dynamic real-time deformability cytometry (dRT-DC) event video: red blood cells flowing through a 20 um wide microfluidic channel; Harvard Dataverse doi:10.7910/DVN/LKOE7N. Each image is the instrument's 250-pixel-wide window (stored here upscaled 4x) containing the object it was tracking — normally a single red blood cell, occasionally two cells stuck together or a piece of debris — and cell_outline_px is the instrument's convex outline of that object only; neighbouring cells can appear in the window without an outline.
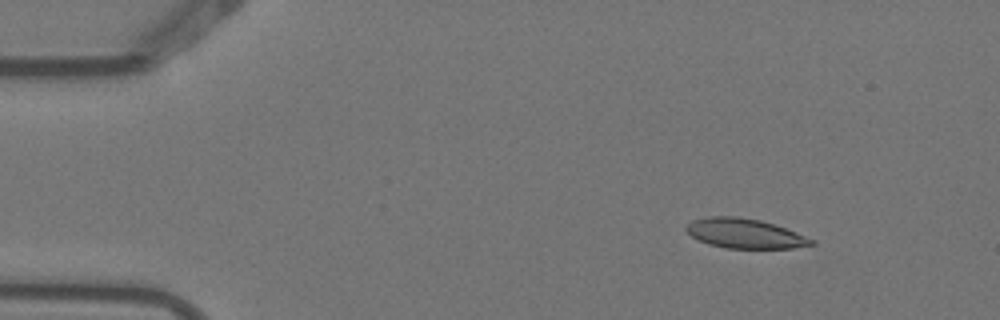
{"species": "Egyptian fruit bat (a non-hibernating species)", "species_latin": "Rousettus aegyptiacus", "temperature_condition": "warm", "stored_images_in_passage": 5, "camera_frame_rate_fps": 3000, "um_per_image_px": 0.085, "animal": {"sex": "female"}, "frame": {"image": 1, "passage_image": 2, "time_ms": 0.333, "image_size_px": [1000, 320], "cell_outline_px": [[816, 244], [792, 248], [724, 248], [708, 244], [692, 236], [684, 228], [692, 220], [708, 216], [736, 216], [760, 220], [796, 232], [816, 240]], "centroid_in_image_um": [63.31, 19.84], "position_along_channel_um": 21.7, "area_um2": 21.56}}
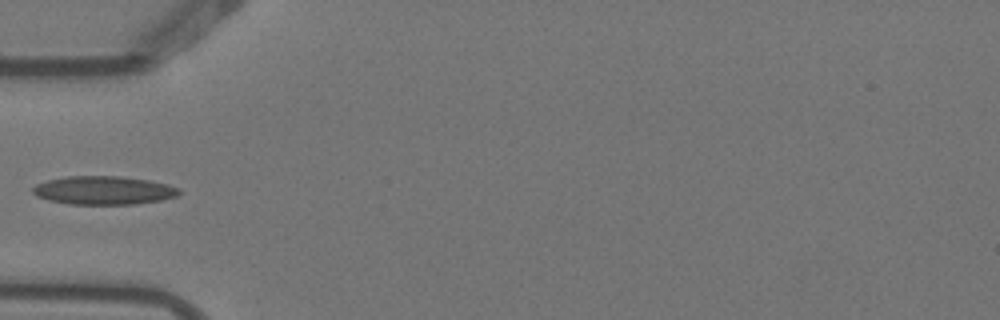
{"frame": {"image": 2, "passage_image": 5, "time_ms": 1.333, "image_size_px": [1000, 320], "cell_outline_px": [[180, 192], [176, 196], [160, 200], [136, 204], [68, 204], [48, 200], [36, 196], [32, 192], [32, 188], [36, 184], [48, 180], [68, 176], [120, 176], [148, 180], [168, 184], [180, 188]], "centroid_in_image_um": [8.8, 16.18], "position_along_channel_um": 76.2, "area_um2": 24.28}}